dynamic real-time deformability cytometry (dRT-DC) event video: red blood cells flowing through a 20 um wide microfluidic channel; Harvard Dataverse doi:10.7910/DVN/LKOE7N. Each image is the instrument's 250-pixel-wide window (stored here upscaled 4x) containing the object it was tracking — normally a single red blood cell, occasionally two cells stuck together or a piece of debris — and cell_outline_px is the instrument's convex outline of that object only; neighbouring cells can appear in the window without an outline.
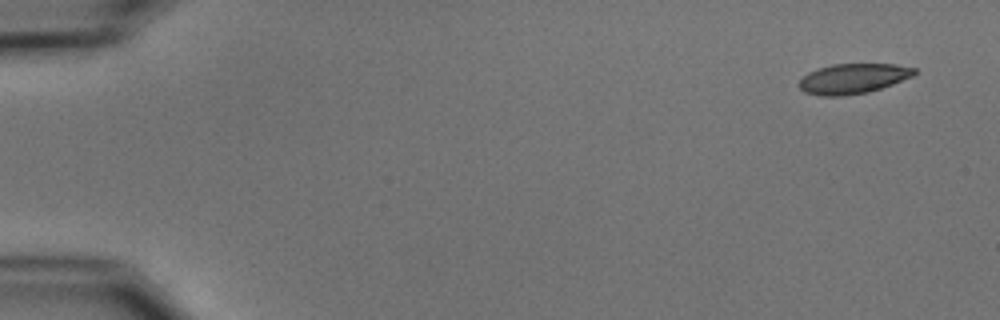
{"species": "common noctule bat (a hibernating species)", "species_latin": "Nyctalus noctula", "temperature_condition": "cold", "stored_images_in_passage": 6, "camera_frame_rate_fps": 3000, "um_per_image_px": 0.085, "animal": {"sex": "male", "body_mass_g": 15.6}, "frame": {"image": 1, "passage_image": 1, "time_ms": 0.0, "image_size_px": [1000, 320], "cell_outline_px": [[916, 72], [912, 76], [892, 84], [868, 92], [844, 96], [820, 96], [804, 92], [800, 88], [800, 80], [808, 72], [832, 64], [896, 64], [916, 68]], "centroid_in_image_um": [72.51, 6.68], "position_along_channel_um": 12.5, "area_um2": 20.06}}